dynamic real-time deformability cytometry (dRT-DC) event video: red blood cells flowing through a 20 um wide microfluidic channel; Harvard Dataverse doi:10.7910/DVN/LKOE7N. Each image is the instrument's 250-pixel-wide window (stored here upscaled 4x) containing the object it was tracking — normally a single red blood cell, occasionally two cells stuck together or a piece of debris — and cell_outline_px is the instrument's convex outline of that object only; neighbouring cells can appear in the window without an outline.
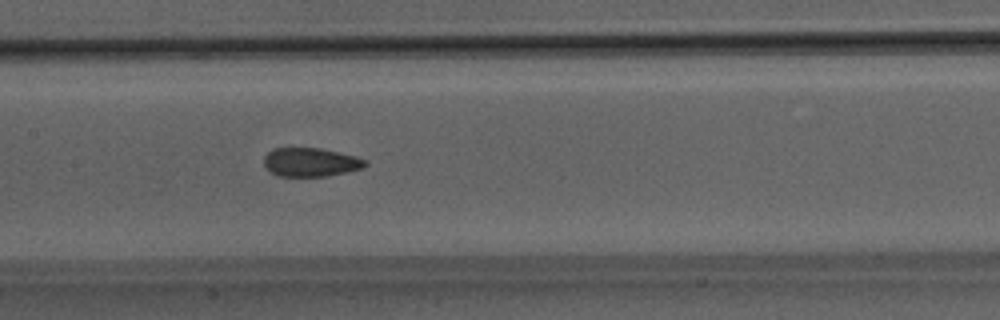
{"species": "Egyptian fruit bat (a non-hibernating species)", "species_latin": "Rousettus aegyptiacus", "temperature_condition": "room temperature", "stored_images_in_passage": 49, "camera_frame_rate_fps": 3000, "um_per_image_px": 0.085, "animal": {"sex": "male"}, "frame": {"image": 1, "passage_image": 24, "time_ms": 7.667, "image_size_px": [1000, 320], "cell_outline_px": [[368, 164], [364, 168], [328, 176], [276, 176], [264, 164], [264, 156], [272, 148], [320, 148], [356, 156], [368, 160]], "centroid_in_image_um": [26.44, 13.78], "position_along_channel_um": 181.0, "area_um2": 17.05}}
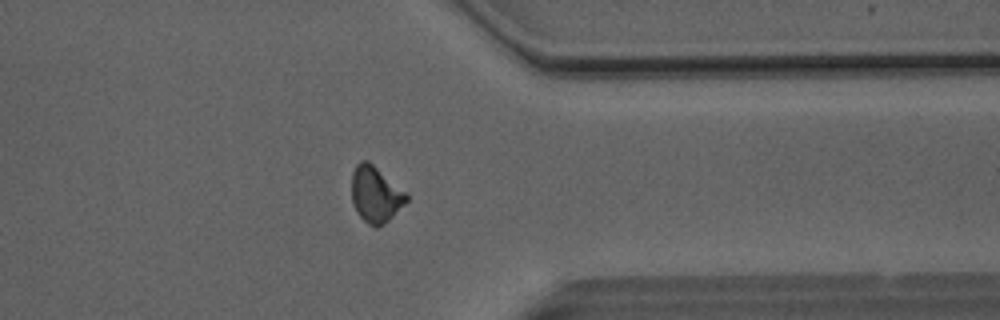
{"frame": {"image": 2, "passage_image": 39, "time_ms": 12.667, "image_size_px": [1000, 320], "cell_outline_px": [[408, 200], [384, 224], [376, 228], [368, 224], [360, 216], [352, 200], [352, 172], [356, 164], [360, 160], [368, 160], [408, 192]], "centroid_in_image_um": [31.94, 16.49], "position_along_channel_um": 379.5, "area_um2": 17.98}}
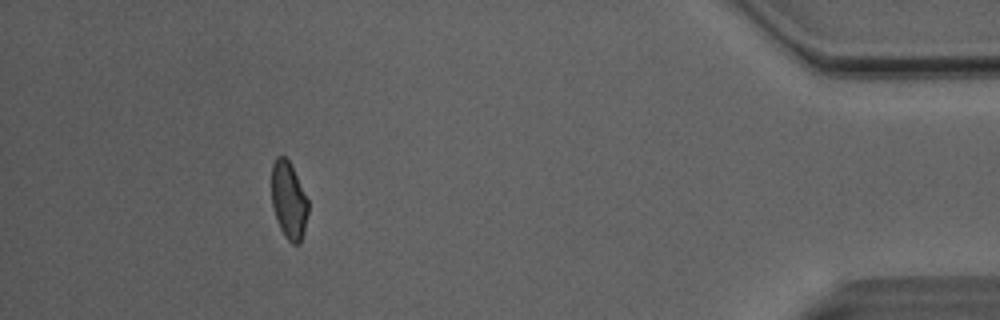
{"frame": {"image": 3, "passage_image": 45, "time_ms": 14.667, "image_size_px": [1000, 320], "cell_outline_px": [[308, 212], [304, 232], [300, 244], [292, 244], [284, 236], [280, 228], [272, 204], [272, 164], [276, 156], [284, 156], [288, 160], [308, 200]], "centroid_in_image_um": [24.54, 17.06], "position_along_channel_um": 410.7, "area_um2": 16.24}, "authors_computed_cell_mechanics": {"area_um2": 17.918, "velocity_mm_per_s": 4.1071, "shape_relaxation_time_tau1_ms": null, "shape_relaxation_time_tau2_ms": 1.1189, "deformation_change_tau1": null, "deformation_change_tau2": 0.0557}}